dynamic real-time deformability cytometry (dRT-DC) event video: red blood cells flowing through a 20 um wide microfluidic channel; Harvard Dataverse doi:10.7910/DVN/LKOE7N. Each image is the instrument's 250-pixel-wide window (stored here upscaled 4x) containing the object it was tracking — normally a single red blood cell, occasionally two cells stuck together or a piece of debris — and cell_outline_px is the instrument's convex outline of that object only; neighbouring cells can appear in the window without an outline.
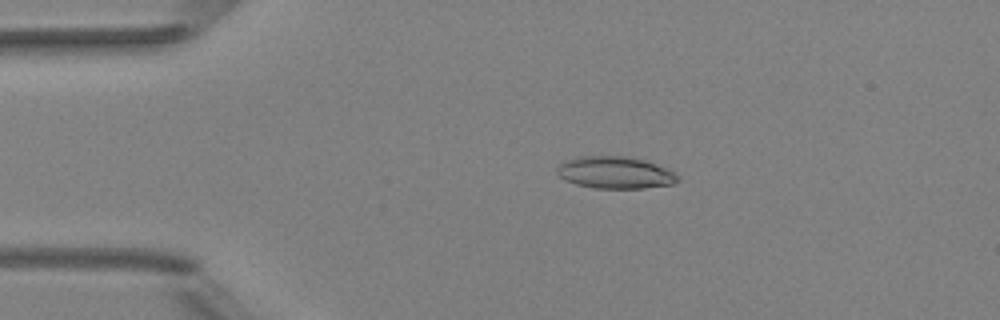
{"species": "Egyptian fruit bat (a non-hibernating species)", "species_latin": "Rousettus aegyptiacus", "temperature_condition": "room temperature", "stored_images_in_passage": 3, "camera_frame_rate_fps": 3000, "um_per_image_px": 0.085, "animal": {"sex": "female"}, "frame": {"image": 1, "passage_image": 2, "time_ms": 2.0, "image_size_px": [1000, 320], "cell_outline_px": [[680, 180], [672, 184], [644, 188], [596, 188], [576, 184], [564, 180], [556, 172], [556, 168], [560, 164], [568, 160], [580, 156], [632, 156], [656, 164], [680, 176]], "centroid_in_image_um": [52.29, 14.67], "position_along_channel_um": 32.7, "area_um2": 22.48}}